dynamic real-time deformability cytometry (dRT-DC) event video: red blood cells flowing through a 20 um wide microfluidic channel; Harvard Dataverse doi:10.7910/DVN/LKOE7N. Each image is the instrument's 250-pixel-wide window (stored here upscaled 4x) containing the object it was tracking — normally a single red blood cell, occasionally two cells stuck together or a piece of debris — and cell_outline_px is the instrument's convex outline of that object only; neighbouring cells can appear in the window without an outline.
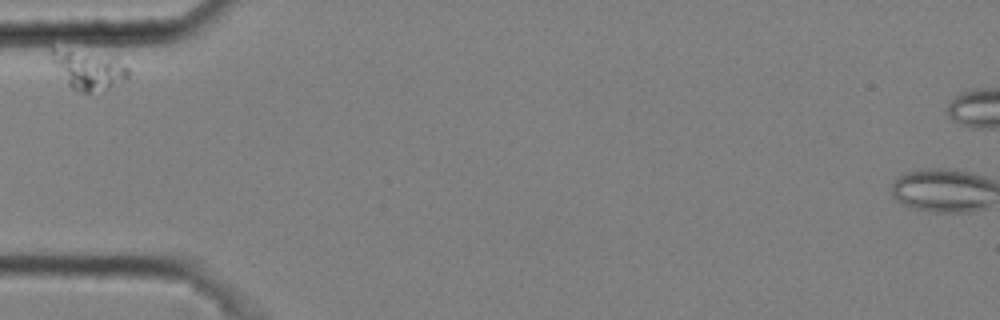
{"species": "common noctule bat (a hibernating species)", "species_latin": "Nyctalus noctula", "temperature_condition": "cold", "stored_images_in_passage": 7, "camera_frame_rate_fps": 3000, "um_per_image_px": 0.085, "animal": {"sex": "male", "body_mass_g": 20.4}, "frame": {"image": 1, "passage_image": 1, "time_ms": 0.0, "image_size_px": [1000, 320], "cell_outline_px": [[132, 72], [128, 76], [108, 88], [88, 92], [80, 92], [72, 88], [68, 84], [52, 60], [48, 48], [52, 48], [116, 56]], "centroid_in_image_um": [7.55, 5.9], "position_along_channel_um": 77.4, "area_um2": 17.05}}
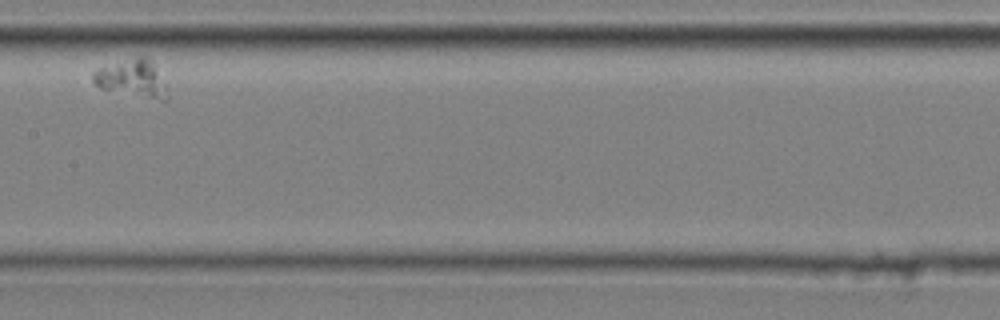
{"frame": {"image": 2, "passage_image": 5, "time_ms": 1.333, "image_size_px": [1000, 320], "cell_outline_px": [[168, 100], [160, 100], [104, 88], [96, 84], [92, 80], [92, 72], [100, 68], [136, 56], [148, 56], [152, 60], [168, 96]], "centroid_in_image_um": [11.24, 6.63], "position_along_channel_um": 196.2, "area_um2": 15.43}}
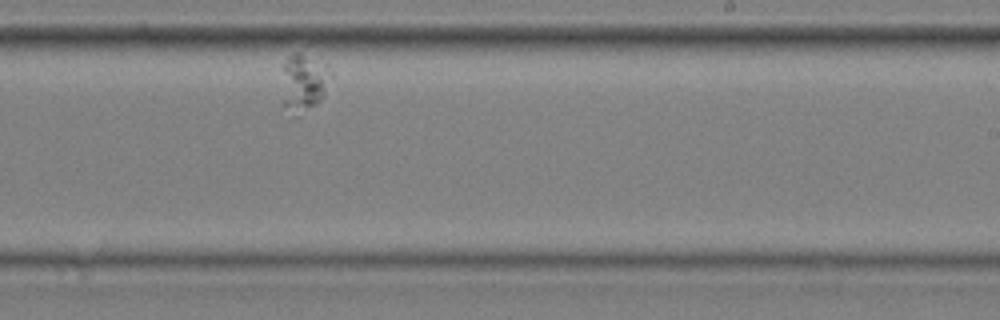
{"frame": {"image": 3, "passage_image": 7, "time_ms": 2.0, "image_size_px": [1000, 320], "cell_outline_px": [[332, 76], [324, 96], [316, 104], [296, 116], [292, 116], [284, 104], [284, 60], [292, 52], [300, 52], [328, 64], [332, 72]], "centroid_in_image_um": [25.88, 6.97], "position_along_channel_um": 263.1, "area_um2": 16.42}}